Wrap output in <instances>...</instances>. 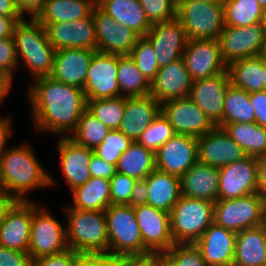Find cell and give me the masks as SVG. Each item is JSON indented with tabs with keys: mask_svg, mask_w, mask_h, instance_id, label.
<instances>
[{
	"mask_svg": "<svg viewBox=\"0 0 266 266\" xmlns=\"http://www.w3.org/2000/svg\"><path fill=\"white\" fill-rule=\"evenodd\" d=\"M27 91L34 125L41 132L69 137L87 110L88 100L82 88L50 76L34 79Z\"/></svg>",
	"mask_w": 266,
	"mask_h": 266,
	"instance_id": "1",
	"label": "cell"
},
{
	"mask_svg": "<svg viewBox=\"0 0 266 266\" xmlns=\"http://www.w3.org/2000/svg\"><path fill=\"white\" fill-rule=\"evenodd\" d=\"M34 153L28 143L5 150L0 159V192L17 201H30L26 195L35 188L54 185V178L41 166Z\"/></svg>",
	"mask_w": 266,
	"mask_h": 266,
	"instance_id": "2",
	"label": "cell"
},
{
	"mask_svg": "<svg viewBox=\"0 0 266 266\" xmlns=\"http://www.w3.org/2000/svg\"><path fill=\"white\" fill-rule=\"evenodd\" d=\"M13 37L17 62L23 61L33 80L50 76L56 49L48 41L45 27L36 18H23L16 23Z\"/></svg>",
	"mask_w": 266,
	"mask_h": 266,
	"instance_id": "3",
	"label": "cell"
},
{
	"mask_svg": "<svg viewBox=\"0 0 266 266\" xmlns=\"http://www.w3.org/2000/svg\"><path fill=\"white\" fill-rule=\"evenodd\" d=\"M67 214L66 240L77 253L109 255V239L104 211L64 208Z\"/></svg>",
	"mask_w": 266,
	"mask_h": 266,
	"instance_id": "4",
	"label": "cell"
},
{
	"mask_svg": "<svg viewBox=\"0 0 266 266\" xmlns=\"http://www.w3.org/2000/svg\"><path fill=\"white\" fill-rule=\"evenodd\" d=\"M214 222V202L181 196L170 212L174 244H194Z\"/></svg>",
	"mask_w": 266,
	"mask_h": 266,
	"instance_id": "5",
	"label": "cell"
},
{
	"mask_svg": "<svg viewBox=\"0 0 266 266\" xmlns=\"http://www.w3.org/2000/svg\"><path fill=\"white\" fill-rule=\"evenodd\" d=\"M104 212L109 239V255L111 257L148 253L143 246L134 207L111 204Z\"/></svg>",
	"mask_w": 266,
	"mask_h": 266,
	"instance_id": "6",
	"label": "cell"
},
{
	"mask_svg": "<svg viewBox=\"0 0 266 266\" xmlns=\"http://www.w3.org/2000/svg\"><path fill=\"white\" fill-rule=\"evenodd\" d=\"M176 18L188 40H218L225 26L223 3L176 0Z\"/></svg>",
	"mask_w": 266,
	"mask_h": 266,
	"instance_id": "7",
	"label": "cell"
},
{
	"mask_svg": "<svg viewBox=\"0 0 266 266\" xmlns=\"http://www.w3.org/2000/svg\"><path fill=\"white\" fill-rule=\"evenodd\" d=\"M266 203L258 193L214 203V223L238 233L262 225Z\"/></svg>",
	"mask_w": 266,
	"mask_h": 266,
	"instance_id": "8",
	"label": "cell"
},
{
	"mask_svg": "<svg viewBox=\"0 0 266 266\" xmlns=\"http://www.w3.org/2000/svg\"><path fill=\"white\" fill-rule=\"evenodd\" d=\"M46 207L33 201V218L30 228L28 253L32 261L37 258L62 253L69 249L66 225H61Z\"/></svg>",
	"mask_w": 266,
	"mask_h": 266,
	"instance_id": "9",
	"label": "cell"
},
{
	"mask_svg": "<svg viewBox=\"0 0 266 266\" xmlns=\"http://www.w3.org/2000/svg\"><path fill=\"white\" fill-rule=\"evenodd\" d=\"M118 66L119 55L99 51L94 53L83 88L87 100L120 97Z\"/></svg>",
	"mask_w": 266,
	"mask_h": 266,
	"instance_id": "10",
	"label": "cell"
},
{
	"mask_svg": "<svg viewBox=\"0 0 266 266\" xmlns=\"http://www.w3.org/2000/svg\"><path fill=\"white\" fill-rule=\"evenodd\" d=\"M264 35L261 23L239 27L225 25L218 38L223 61L228 65L239 59L259 56Z\"/></svg>",
	"mask_w": 266,
	"mask_h": 266,
	"instance_id": "11",
	"label": "cell"
},
{
	"mask_svg": "<svg viewBox=\"0 0 266 266\" xmlns=\"http://www.w3.org/2000/svg\"><path fill=\"white\" fill-rule=\"evenodd\" d=\"M91 15L95 26L97 51L120 56L130 55L141 36L131 28L117 23L98 5Z\"/></svg>",
	"mask_w": 266,
	"mask_h": 266,
	"instance_id": "12",
	"label": "cell"
},
{
	"mask_svg": "<svg viewBox=\"0 0 266 266\" xmlns=\"http://www.w3.org/2000/svg\"><path fill=\"white\" fill-rule=\"evenodd\" d=\"M134 212L148 252H166L174 245L169 212L148 204L135 206Z\"/></svg>",
	"mask_w": 266,
	"mask_h": 266,
	"instance_id": "13",
	"label": "cell"
},
{
	"mask_svg": "<svg viewBox=\"0 0 266 266\" xmlns=\"http://www.w3.org/2000/svg\"><path fill=\"white\" fill-rule=\"evenodd\" d=\"M182 58L193 81L227 71L217 39L188 40Z\"/></svg>",
	"mask_w": 266,
	"mask_h": 266,
	"instance_id": "14",
	"label": "cell"
},
{
	"mask_svg": "<svg viewBox=\"0 0 266 266\" xmlns=\"http://www.w3.org/2000/svg\"><path fill=\"white\" fill-rule=\"evenodd\" d=\"M257 157L242 160L219 168L218 200L235 199L257 193Z\"/></svg>",
	"mask_w": 266,
	"mask_h": 266,
	"instance_id": "15",
	"label": "cell"
},
{
	"mask_svg": "<svg viewBox=\"0 0 266 266\" xmlns=\"http://www.w3.org/2000/svg\"><path fill=\"white\" fill-rule=\"evenodd\" d=\"M230 85L228 72L192 82L188 98L195 103L216 126L223 128L224 98Z\"/></svg>",
	"mask_w": 266,
	"mask_h": 266,
	"instance_id": "16",
	"label": "cell"
},
{
	"mask_svg": "<svg viewBox=\"0 0 266 266\" xmlns=\"http://www.w3.org/2000/svg\"><path fill=\"white\" fill-rule=\"evenodd\" d=\"M161 112L176 134L200 138L216 127L188 97L164 102L161 104Z\"/></svg>",
	"mask_w": 266,
	"mask_h": 266,
	"instance_id": "17",
	"label": "cell"
},
{
	"mask_svg": "<svg viewBox=\"0 0 266 266\" xmlns=\"http://www.w3.org/2000/svg\"><path fill=\"white\" fill-rule=\"evenodd\" d=\"M156 169L181 177L198 162V138L175 134L156 152Z\"/></svg>",
	"mask_w": 266,
	"mask_h": 266,
	"instance_id": "18",
	"label": "cell"
},
{
	"mask_svg": "<svg viewBox=\"0 0 266 266\" xmlns=\"http://www.w3.org/2000/svg\"><path fill=\"white\" fill-rule=\"evenodd\" d=\"M145 37L154 48L159 68L181 58L188 42L186 31L177 18L152 24Z\"/></svg>",
	"mask_w": 266,
	"mask_h": 266,
	"instance_id": "19",
	"label": "cell"
},
{
	"mask_svg": "<svg viewBox=\"0 0 266 266\" xmlns=\"http://www.w3.org/2000/svg\"><path fill=\"white\" fill-rule=\"evenodd\" d=\"M247 156L223 128L215 127L198 138V162L202 164L220 168Z\"/></svg>",
	"mask_w": 266,
	"mask_h": 266,
	"instance_id": "20",
	"label": "cell"
},
{
	"mask_svg": "<svg viewBox=\"0 0 266 266\" xmlns=\"http://www.w3.org/2000/svg\"><path fill=\"white\" fill-rule=\"evenodd\" d=\"M48 41L56 49L85 48L97 50L96 33L92 15L73 22L42 24Z\"/></svg>",
	"mask_w": 266,
	"mask_h": 266,
	"instance_id": "21",
	"label": "cell"
},
{
	"mask_svg": "<svg viewBox=\"0 0 266 266\" xmlns=\"http://www.w3.org/2000/svg\"><path fill=\"white\" fill-rule=\"evenodd\" d=\"M33 201H17L0 226V246L28 253Z\"/></svg>",
	"mask_w": 266,
	"mask_h": 266,
	"instance_id": "22",
	"label": "cell"
},
{
	"mask_svg": "<svg viewBox=\"0 0 266 266\" xmlns=\"http://www.w3.org/2000/svg\"><path fill=\"white\" fill-rule=\"evenodd\" d=\"M60 168L70 191L85 184L90 178L89 163L93 149L76 144L69 137H59L57 143Z\"/></svg>",
	"mask_w": 266,
	"mask_h": 266,
	"instance_id": "23",
	"label": "cell"
},
{
	"mask_svg": "<svg viewBox=\"0 0 266 266\" xmlns=\"http://www.w3.org/2000/svg\"><path fill=\"white\" fill-rule=\"evenodd\" d=\"M192 82L181 57L169 65L159 68L151 82L150 95L160 104L173 99L187 98Z\"/></svg>",
	"mask_w": 266,
	"mask_h": 266,
	"instance_id": "24",
	"label": "cell"
},
{
	"mask_svg": "<svg viewBox=\"0 0 266 266\" xmlns=\"http://www.w3.org/2000/svg\"><path fill=\"white\" fill-rule=\"evenodd\" d=\"M97 50L65 48L56 50L50 77L77 88H84L86 76Z\"/></svg>",
	"mask_w": 266,
	"mask_h": 266,
	"instance_id": "25",
	"label": "cell"
},
{
	"mask_svg": "<svg viewBox=\"0 0 266 266\" xmlns=\"http://www.w3.org/2000/svg\"><path fill=\"white\" fill-rule=\"evenodd\" d=\"M236 235L213 222L194 244L207 266L233 265Z\"/></svg>",
	"mask_w": 266,
	"mask_h": 266,
	"instance_id": "26",
	"label": "cell"
},
{
	"mask_svg": "<svg viewBox=\"0 0 266 266\" xmlns=\"http://www.w3.org/2000/svg\"><path fill=\"white\" fill-rule=\"evenodd\" d=\"M160 113L161 104L153 96L128 97L118 130L136 141Z\"/></svg>",
	"mask_w": 266,
	"mask_h": 266,
	"instance_id": "27",
	"label": "cell"
},
{
	"mask_svg": "<svg viewBox=\"0 0 266 266\" xmlns=\"http://www.w3.org/2000/svg\"><path fill=\"white\" fill-rule=\"evenodd\" d=\"M181 195L210 202L218 200L219 168L197 162L180 177Z\"/></svg>",
	"mask_w": 266,
	"mask_h": 266,
	"instance_id": "28",
	"label": "cell"
},
{
	"mask_svg": "<svg viewBox=\"0 0 266 266\" xmlns=\"http://www.w3.org/2000/svg\"><path fill=\"white\" fill-rule=\"evenodd\" d=\"M144 181L148 188L147 204L170 213L182 196L180 177L154 169Z\"/></svg>",
	"mask_w": 266,
	"mask_h": 266,
	"instance_id": "29",
	"label": "cell"
},
{
	"mask_svg": "<svg viewBox=\"0 0 266 266\" xmlns=\"http://www.w3.org/2000/svg\"><path fill=\"white\" fill-rule=\"evenodd\" d=\"M234 266H266V233L262 225L236 235Z\"/></svg>",
	"mask_w": 266,
	"mask_h": 266,
	"instance_id": "30",
	"label": "cell"
},
{
	"mask_svg": "<svg viewBox=\"0 0 266 266\" xmlns=\"http://www.w3.org/2000/svg\"><path fill=\"white\" fill-rule=\"evenodd\" d=\"M97 5L117 23L145 36L152 24L146 17L139 0H97Z\"/></svg>",
	"mask_w": 266,
	"mask_h": 266,
	"instance_id": "31",
	"label": "cell"
},
{
	"mask_svg": "<svg viewBox=\"0 0 266 266\" xmlns=\"http://www.w3.org/2000/svg\"><path fill=\"white\" fill-rule=\"evenodd\" d=\"M97 0H47L36 19L41 24L73 22L89 18Z\"/></svg>",
	"mask_w": 266,
	"mask_h": 266,
	"instance_id": "32",
	"label": "cell"
},
{
	"mask_svg": "<svg viewBox=\"0 0 266 266\" xmlns=\"http://www.w3.org/2000/svg\"><path fill=\"white\" fill-rule=\"evenodd\" d=\"M72 192L71 209L104 211L111 205L110 180L91 177L85 184Z\"/></svg>",
	"mask_w": 266,
	"mask_h": 266,
	"instance_id": "33",
	"label": "cell"
},
{
	"mask_svg": "<svg viewBox=\"0 0 266 266\" xmlns=\"http://www.w3.org/2000/svg\"><path fill=\"white\" fill-rule=\"evenodd\" d=\"M230 84L249 93L264 90L263 58L239 59L227 65Z\"/></svg>",
	"mask_w": 266,
	"mask_h": 266,
	"instance_id": "34",
	"label": "cell"
},
{
	"mask_svg": "<svg viewBox=\"0 0 266 266\" xmlns=\"http://www.w3.org/2000/svg\"><path fill=\"white\" fill-rule=\"evenodd\" d=\"M156 169L155 152L133 141L128 149L121 154L116 172L134 179L144 180Z\"/></svg>",
	"mask_w": 266,
	"mask_h": 266,
	"instance_id": "35",
	"label": "cell"
},
{
	"mask_svg": "<svg viewBox=\"0 0 266 266\" xmlns=\"http://www.w3.org/2000/svg\"><path fill=\"white\" fill-rule=\"evenodd\" d=\"M224 131L241 146L248 156L266 155V127L256 122L228 123Z\"/></svg>",
	"mask_w": 266,
	"mask_h": 266,
	"instance_id": "36",
	"label": "cell"
},
{
	"mask_svg": "<svg viewBox=\"0 0 266 266\" xmlns=\"http://www.w3.org/2000/svg\"><path fill=\"white\" fill-rule=\"evenodd\" d=\"M117 80L122 97L150 95L151 83L140 72L130 55H119Z\"/></svg>",
	"mask_w": 266,
	"mask_h": 266,
	"instance_id": "37",
	"label": "cell"
},
{
	"mask_svg": "<svg viewBox=\"0 0 266 266\" xmlns=\"http://www.w3.org/2000/svg\"><path fill=\"white\" fill-rule=\"evenodd\" d=\"M255 122L249 92L229 85L224 98L223 127L228 123Z\"/></svg>",
	"mask_w": 266,
	"mask_h": 266,
	"instance_id": "38",
	"label": "cell"
},
{
	"mask_svg": "<svg viewBox=\"0 0 266 266\" xmlns=\"http://www.w3.org/2000/svg\"><path fill=\"white\" fill-rule=\"evenodd\" d=\"M224 24L232 27L260 23L263 7L257 0H224Z\"/></svg>",
	"mask_w": 266,
	"mask_h": 266,
	"instance_id": "39",
	"label": "cell"
},
{
	"mask_svg": "<svg viewBox=\"0 0 266 266\" xmlns=\"http://www.w3.org/2000/svg\"><path fill=\"white\" fill-rule=\"evenodd\" d=\"M109 131L110 129L87 109L69 138L78 145L94 149L103 142Z\"/></svg>",
	"mask_w": 266,
	"mask_h": 266,
	"instance_id": "40",
	"label": "cell"
},
{
	"mask_svg": "<svg viewBox=\"0 0 266 266\" xmlns=\"http://www.w3.org/2000/svg\"><path fill=\"white\" fill-rule=\"evenodd\" d=\"M126 106V97L88 100L87 109L110 130L118 129Z\"/></svg>",
	"mask_w": 266,
	"mask_h": 266,
	"instance_id": "41",
	"label": "cell"
},
{
	"mask_svg": "<svg viewBox=\"0 0 266 266\" xmlns=\"http://www.w3.org/2000/svg\"><path fill=\"white\" fill-rule=\"evenodd\" d=\"M174 128L161 112L157 118L137 138L136 142L156 152L164 143L175 135Z\"/></svg>",
	"mask_w": 266,
	"mask_h": 266,
	"instance_id": "42",
	"label": "cell"
},
{
	"mask_svg": "<svg viewBox=\"0 0 266 266\" xmlns=\"http://www.w3.org/2000/svg\"><path fill=\"white\" fill-rule=\"evenodd\" d=\"M130 56L140 72L151 83L159 70L156 53L151 42L145 36H141L133 46Z\"/></svg>",
	"mask_w": 266,
	"mask_h": 266,
	"instance_id": "43",
	"label": "cell"
},
{
	"mask_svg": "<svg viewBox=\"0 0 266 266\" xmlns=\"http://www.w3.org/2000/svg\"><path fill=\"white\" fill-rule=\"evenodd\" d=\"M133 141L118 129L110 130L101 144L93 149L94 154L105 162L117 166L118 160Z\"/></svg>",
	"mask_w": 266,
	"mask_h": 266,
	"instance_id": "44",
	"label": "cell"
},
{
	"mask_svg": "<svg viewBox=\"0 0 266 266\" xmlns=\"http://www.w3.org/2000/svg\"><path fill=\"white\" fill-rule=\"evenodd\" d=\"M151 24L176 18V0H139Z\"/></svg>",
	"mask_w": 266,
	"mask_h": 266,
	"instance_id": "45",
	"label": "cell"
},
{
	"mask_svg": "<svg viewBox=\"0 0 266 266\" xmlns=\"http://www.w3.org/2000/svg\"><path fill=\"white\" fill-rule=\"evenodd\" d=\"M166 253L176 266H207L195 244H174Z\"/></svg>",
	"mask_w": 266,
	"mask_h": 266,
	"instance_id": "46",
	"label": "cell"
},
{
	"mask_svg": "<svg viewBox=\"0 0 266 266\" xmlns=\"http://www.w3.org/2000/svg\"><path fill=\"white\" fill-rule=\"evenodd\" d=\"M137 180L118 172L110 179L112 205H127Z\"/></svg>",
	"mask_w": 266,
	"mask_h": 266,
	"instance_id": "47",
	"label": "cell"
},
{
	"mask_svg": "<svg viewBox=\"0 0 266 266\" xmlns=\"http://www.w3.org/2000/svg\"><path fill=\"white\" fill-rule=\"evenodd\" d=\"M18 66L14 37L0 39V72L13 81L14 71Z\"/></svg>",
	"mask_w": 266,
	"mask_h": 266,
	"instance_id": "48",
	"label": "cell"
},
{
	"mask_svg": "<svg viewBox=\"0 0 266 266\" xmlns=\"http://www.w3.org/2000/svg\"><path fill=\"white\" fill-rule=\"evenodd\" d=\"M0 266H33L29 253L0 246Z\"/></svg>",
	"mask_w": 266,
	"mask_h": 266,
	"instance_id": "49",
	"label": "cell"
},
{
	"mask_svg": "<svg viewBox=\"0 0 266 266\" xmlns=\"http://www.w3.org/2000/svg\"><path fill=\"white\" fill-rule=\"evenodd\" d=\"M77 252L72 249L54 255H46L33 261V266H73Z\"/></svg>",
	"mask_w": 266,
	"mask_h": 266,
	"instance_id": "50",
	"label": "cell"
},
{
	"mask_svg": "<svg viewBox=\"0 0 266 266\" xmlns=\"http://www.w3.org/2000/svg\"><path fill=\"white\" fill-rule=\"evenodd\" d=\"M89 170L91 177L106 178L110 180L116 173V166L105 162L93 153L89 163Z\"/></svg>",
	"mask_w": 266,
	"mask_h": 266,
	"instance_id": "51",
	"label": "cell"
},
{
	"mask_svg": "<svg viewBox=\"0 0 266 266\" xmlns=\"http://www.w3.org/2000/svg\"><path fill=\"white\" fill-rule=\"evenodd\" d=\"M249 97L255 111V122L266 127V90L249 93Z\"/></svg>",
	"mask_w": 266,
	"mask_h": 266,
	"instance_id": "52",
	"label": "cell"
},
{
	"mask_svg": "<svg viewBox=\"0 0 266 266\" xmlns=\"http://www.w3.org/2000/svg\"><path fill=\"white\" fill-rule=\"evenodd\" d=\"M122 266H157V252L123 256Z\"/></svg>",
	"mask_w": 266,
	"mask_h": 266,
	"instance_id": "53",
	"label": "cell"
},
{
	"mask_svg": "<svg viewBox=\"0 0 266 266\" xmlns=\"http://www.w3.org/2000/svg\"><path fill=\"white\" fill-rule=\"evenodd\" d=\"M14 2L23 17L28 13L31 18H36L46 5L47 0H14Z\"/></svg>",
	"mask_w": 266,
	"mask_h": 266,
	"instance_id": "54",
	"label": "cell"
},
{
	"mask_svg": "<svg viewBox=\"0 0 266 266\" xmlns=\"http://www.w3.org/2000/svg\"><path fill=\"white\" fill-rule=\"evenodd\" d=\"M148 188L144 180H138L133 187L132 194L127 205L135 207L147 204Z\"/></svg>",
	"mask_w": 266,
	"mask_h": 266,
	"instance_id": "55",
	"label": "cell"
},
{
	"mask_svg": "<svg viewBox=\"0 0 266 266\" xmlns=\"http://www.w3.org/2000/svg\"><path fill=\"white\" fill-rule=\"evenodd\" d=\"M258 189L257 193L266 203V155L257 157Z\"/></svg>",
	"mask_w": 266,
	"mask_h": 266,
	"instance_id": "56",
	"label": "cell"
},
{
	"mask_svg": "<svg viewBox=\"0 0 266 266\" xmlns=\"http://www.w3.org/2000/svg\"><path fill=\"white\" fill-rule=\"evenodd\" d=\"M12 117H3L0 120V159L4 154L5 150L7 149L6 143L8 142V137L11 133L12 128Z\"/></svg>",
	"mask_w": 266,
	"mask_h": 266,
	"instance_id": "57",
	"label": "cell"
},
{
	"mask_svg": "<svg viewBox=\"0 0 266 266\" xmlns=\"http://www.w3.org/2000/svg\"><path fill=\"white\" fill-rule=\"evenodd\" d=\"M73 266H102V254L77 253Z\"/></svg>",
	"mask_w": 266,
	"mask_h": 266,
	"instance_id": "58",
	"label": "cell"
},
{
	"mask_svg": "<svg viewBox=\"0 0 266 266\" xmlns=\"http://www.w3.org/2000/svg\"><path fill=\"white\" fill-rule=\"evenodd\" d=\"M0 15L5 17H12L17 22L21 21L24 17L17 9L14 0H0Z\"/></svg>",
	"mask_w": 266,
	"mask_h": 266,
	"instance_id": "59",
	"label": "cell"
},
{
	"mask_svg": "<svg viewBox=\"0 0 266 266\" xmlns=\"http://www.w3.org/2000/svg\"><path fill=\"white\" fill-rule=\"evenodd\" d=\"M16 23L14 18L0 15V39L13 37Z\"/></svg>",
	"mask_w": 266,
	"mask_h": 266,
	"instance_id": "60",
	"label": "cell"
},
{
	"mask_svg": "<svg viewBox=\"0 0 266 266\" xmlns=\"http://www.w3.org/2000/svg\"><path fill=\"white\" fill-rule=\"evenodd\" d=\"M17 202V200L3 192H0V226L2 225L7 212Z\"/></svg>",
	"mask_w": 266,
	"mask_h": 266,
	"instance_id": "61",
	"label": "cell"
},
{
	"mask_svg": "<svg viewBox=\"0 0 266 266\" xmlns=\"http://www.w3.org/2000/svg\"><path fill=\"white\" fill-rule=\"evenodd\" d=\"M12 81L2 72H0V100H4L8 95Z\"/></svg>",
	"mask_w": 266,
	"mask_h": 266,
	"instance_id": "62",
	"label": "cell"
},
{
	"mask_svg": "<svg viewBox=\"0 0 266 266\" xmlns=\"http://www.w3.org/2000/svg\"><path fill=\"white\" fill-rule=\"evenodd\" d=\"M157 266H176V264L166 252H157Z\"/></svg>",
	"mask_w": 266,
	"mask_h": 266,
	"instance_id": "63",
	"label": "cell"
},
{
	"mask_svg": "<svg viewBox=\"0 0 266 266\" xmlns=\"http://www.w3.org/2000/svg\"><path fill=\"white\" fill-rule=\"evenodd\" d=\"M102 266H122V257H111L102 254Z\"/></svg>",
	"mask_w": 266,
	"mask_h": 266,
	"instance_id": "64",
	"label": "cell"
},
{
	"mask_svg": "<svg viewBox=\"0 0 266 266\" xmlns=\"http://www.w3.org/2000/svg\"><path fill=\"white\" fill-rule=\"evenodd\" d=\"M259 56L263 59H266V33L264 35V40L262 42V47Z\"/></svg>",
	"mask_w": 266,
	"mask_h": 266,
	"instance_id": "65",
	"label": "cell"
},
{
	"mask_svg": "<svg viewBox=\"0 0 266 266\" xmlns=\"http://www.w3.org/2000/svg\"><path fill=\"white\" fill-rule=\"evenodd\" d=\"M261 25L264 28V31L266 33V6L263 7V11H262V17H261V21H260Z\"/></svg>",
	"mask_w": 266,
	"mask_h": 266,
	"instance_id": "66",
	"label": "cell"
},
{
	"mask_svg": "<svg viewBox=\"0 0 266 266\" xmlns=\"http://www.w3.org/2000/svg\"><path fill=\"white\" fill-rule=\"evenodd\" d=\"M263 70H264V90H266V59H263Z\"/></svg>",
	"mask_w": 266,
	"mask_h": 266,
	"instance_id": "67",
	"label": "cell"
},
{
	"mask_svg": "<svg viewBox=\"0 0 266 266\" xmlns=\"http://www.w3.org/2000/svg\"><path fill=\"white\" fill-rule=\"evenodd\" d=\"M195 1H200L205 3H223L224 0H195Z\"/></svg>",
	"mask_w": 266,
	"mask_h": 266,
	"instance_id": "68",
	"label": "cell"
},
{
	"mask_svg": "<svg viewBox=\"0 0 266 266\" xmlns=\"http://www.w3.org/2000/svg\"><path fill=\"white\" fill-rule=\"evenodd\" d=\"M262 226H263V228H264V230H265V233H266V210H265V213H264Z\"/></svg>",
	"mask_w": 266,
	"mask_h": 266,
	"instance_id": "69",
	"label": "cell"
},
{
	"mask_svg": "<svg viewBox=\"0 0 266 266\" xmlns=\"http://www.w3.org/2000/svg\"><path fill=\"white\" fill-rule=\"evenodd\" d=\"M262 7L266 6V0H257Z\"/></svg>",
	"mask_w": 266,
	"mask_h": 266,
	"instance_id": "70",
	"label": "cell"
},
{
	"mask_svg": "<svg viewBox=\"0 0 266 266\" xmlns=\"http://www.w3.org/2000/svg\"><path fill=\"white\" fill-rule=\"evenodd\" d=\"M4 100H0V104L3 102ZM3 117H0V120L2 119Z\"/></svg>",
	"mask_w": 266,
	"mask_h": 266,
	"instance_id": "71",
	"label": "cell"
}]
</instances>
